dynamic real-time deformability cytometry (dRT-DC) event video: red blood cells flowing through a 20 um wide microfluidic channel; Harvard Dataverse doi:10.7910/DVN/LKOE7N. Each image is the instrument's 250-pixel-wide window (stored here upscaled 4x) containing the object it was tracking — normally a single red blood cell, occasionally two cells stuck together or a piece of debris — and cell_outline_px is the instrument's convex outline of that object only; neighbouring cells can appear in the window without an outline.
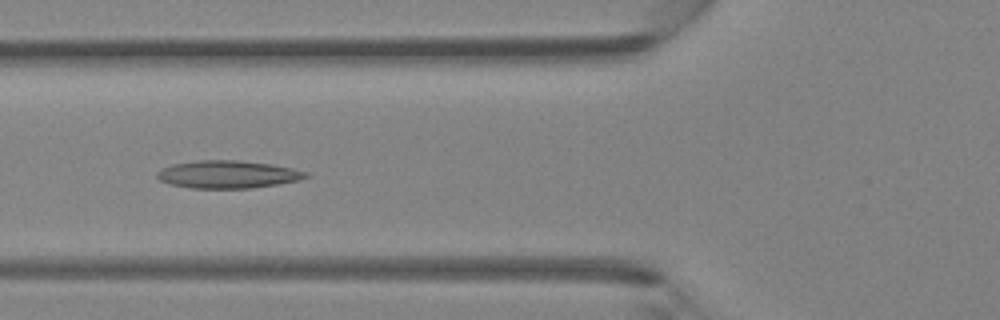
{"species": "Egyptian fruit bat (a non-hibernating species)", "species_latin": "Rousettus aegyptiacus", "temperature_condition": "room temperature", "stored_images_in_passage": 31, "camera_frame_rate_fps": 3000, "um_per_image_px": 0.085, "animal": {"sex": "female"}, "frame": {"image": 1, "passage_image": 3, "time_ms": 0.667, "image_size_px": [1000, 320], "cell_outline_px": [[308, 176], [300, 180], [252, 188], [192, 188], [172, 184], [160, 180], [156, 176], [156, 172], [160, 168], [172, 164], [196, 160], [240, 160], [272, 164], [292, 168], [308, 172]], "centroid_in_image_um": [19.35, 14.81], "position_along_channel_um": 106.5, "area_um2": 24.04}}
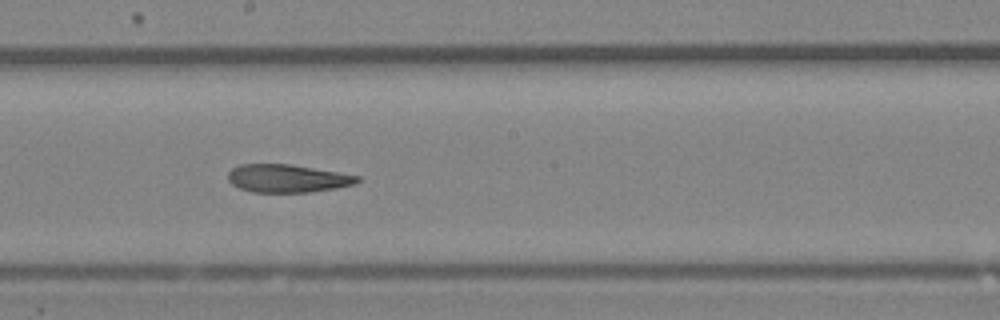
{"frame": {"image": 2, "passage_image": 11, "time_ms": 3.333, "image_size_px": [1000, 320], "cell_outline_px": [[360, 180], [356, 184], [336, 188], [312, 192], [252, 192], [240, 188], [232, 184], [228, 180], [228, 172], [232, 168], [240, 164], [288, 164], [360, 176]], "centroid_in_image_um": [24.41, 15.17], "position_along_channel_um": 223.8, "area_um2": 20.98}}
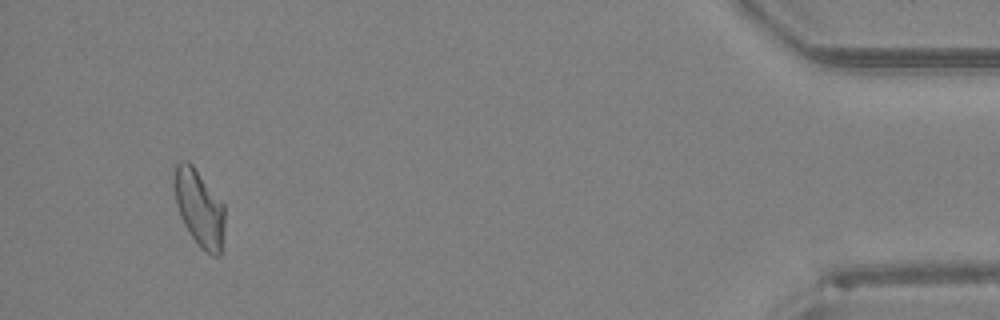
{"frame": {"image": 3, "passage_image": 29, "time_ms": 9.333, "image_size_px": [1000, 320], "cell_outline_px": [[224, 228], [220, 256], [212, 256], [192, 236], [184, 224], [180, 216], [176, 204], [172, 184], [172, 172], [176, 164], [180, 160], [188, 160], [192, 164], [224, 204]], "centroid_in_image_um": [16.9, 17.6], "position_along_channel_um": 418.3, "area_um2": 22.66}}